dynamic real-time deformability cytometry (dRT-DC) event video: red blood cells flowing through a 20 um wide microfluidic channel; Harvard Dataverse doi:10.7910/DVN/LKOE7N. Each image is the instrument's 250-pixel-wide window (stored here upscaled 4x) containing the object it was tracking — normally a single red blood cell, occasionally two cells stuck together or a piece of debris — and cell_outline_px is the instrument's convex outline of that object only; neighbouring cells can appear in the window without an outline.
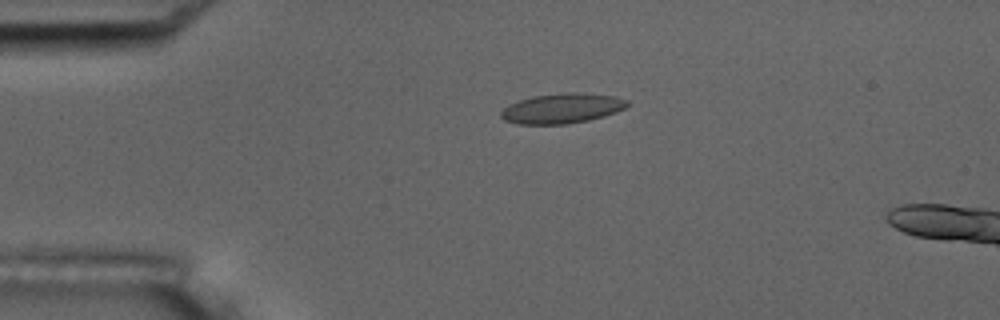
{"species": "common noctule bat (a hibernating species)", "species_latin": "Nyctalus noctula", "temperature_condition": "room temperature", "stored_images_in_passage": 7, "camera_frame_rate_fps": 3000, "um_per_image_px": 0.085, "animal": {"sex": "male", "body_mass_g": 17.5, "forearm_length_mm": 52.3}, "frame": {"image": 1, "passage_image": 3, "time_ms": 0.667, "image_size_px": [1000, 320], "cell_outline_px": [[628, 104], [624, 108], [616, 112], [604, 116], [588, 120], [564, 124], [516, 124], [504, 120], [500, 116], [500, 112], [508, 104], [516, 100], [532, 96], [564, 92], [576, 92], [616, 96], [628, 100]], "centroid_in_image_um": [47.73, 9.2], "position_along_channel_um": 37.3, "area_um2": 22.25}}